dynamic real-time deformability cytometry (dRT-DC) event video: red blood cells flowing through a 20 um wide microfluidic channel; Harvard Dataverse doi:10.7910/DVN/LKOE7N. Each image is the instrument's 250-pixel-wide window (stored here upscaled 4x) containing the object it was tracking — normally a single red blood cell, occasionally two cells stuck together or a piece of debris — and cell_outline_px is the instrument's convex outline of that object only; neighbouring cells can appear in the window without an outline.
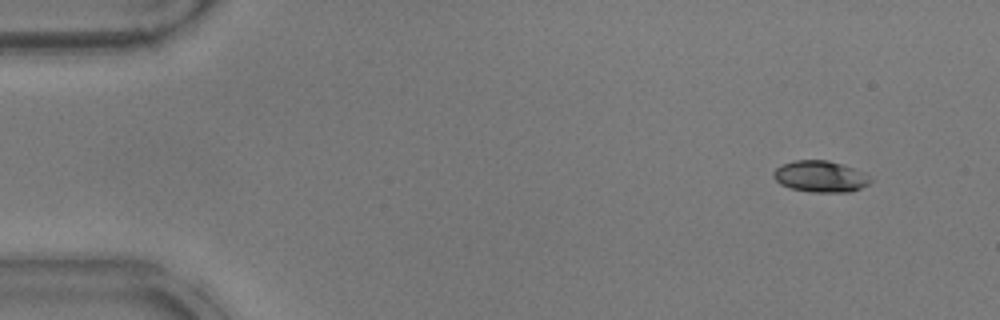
{"species": "common noctule bat (a hibernating species)", "species_latin": "Nyctalus noctula", "temperature_condition": "warm", "stored_images_in_passage": 10, "camera_frame_rate_fps": 3000, "um_per_image_px": 0.085, "animal": {"sex": "male", "body_mass_g": 17.9}, "frame": {"image": 1, "passage_image": 4, "time_ms": 1.0, "image_size_px": [1000, 320], "cell_outline_px": [[872, 180], [868, 184], [852, 192], [812, 192], [792, 188], [780, 184], [772, 176], [772, 172], [776, 168], [784, 164], [796, 160], [828, 160], [852, 168], [868, 176]], "centroid_in_image_um": [69.7, 15.01], "position_along_channel_um": 15.3, "area_um2": 17.46}}